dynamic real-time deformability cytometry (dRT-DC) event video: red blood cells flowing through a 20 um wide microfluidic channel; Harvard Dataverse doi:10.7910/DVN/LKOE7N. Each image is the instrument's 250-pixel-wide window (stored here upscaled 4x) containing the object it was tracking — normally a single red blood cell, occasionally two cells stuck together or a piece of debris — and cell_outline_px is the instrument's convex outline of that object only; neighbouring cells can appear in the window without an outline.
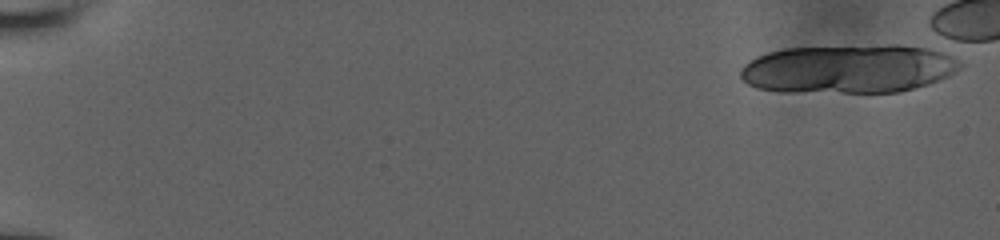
{"species": "human", "species_latin": "Homo sapiens", "temperature_condition": "room temperature", "stored_images_in_passage": 2, "camera_frame_rate_fps": 3000, "um_per_image_px": 0.085, "donor": {"sex": "male"}, "frame": {"image": 1, "passage_image": 1, "time_ms": 0.0, "image_size_px": [1000, 240], "cell_outline_px": [[964, 64], [960, 68], [948, 76], [928, 84], [900, 92], [780, 92], [760, 88], [748, 84], [740, 76], [740, 68], [744, 64], [756, 56], [768, 52], [784, 48], [888, 44], [896, 44], [940, 48]], "centroid_in_image_um": [72.18, 5.83], "position_along_channel_um": 12.8, "area_um2": 63.35}}